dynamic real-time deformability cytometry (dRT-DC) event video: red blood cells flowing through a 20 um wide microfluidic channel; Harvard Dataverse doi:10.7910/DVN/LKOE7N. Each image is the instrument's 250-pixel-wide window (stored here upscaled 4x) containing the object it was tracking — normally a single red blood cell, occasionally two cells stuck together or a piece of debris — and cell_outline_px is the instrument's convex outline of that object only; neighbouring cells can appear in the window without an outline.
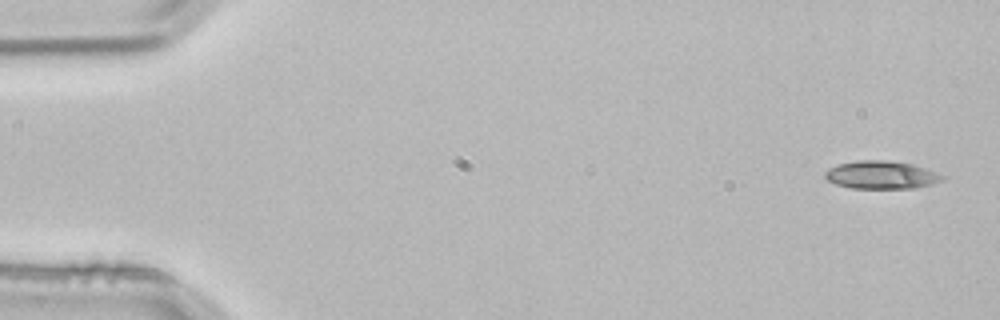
{"species": "common noctule bat (a hibernating species)", "species_latin": "Nyctalus noctula", "temperature_condition": "room temperature", "stored_images_in_passage": 3, "camera_frame_rate_fps": 3000, "um_per_image_px": 0.085, "animal": {"sex": "male", "body_mass_g": 21.5, "forearm_length_mm": 52.0}, "frame": {"image": 1, "passage_image": 1, "time_ms": 0.0, "image_size_px": [1000, 320], "cell_outline_px": [[944, 180], [932, 184], [916, 188], [852, 188], [836, 184], [828, 180], [824, 176], [824, 172], [828, 168], [840, 164], [860, 160], [884, 160], [912, 164], [936, 172], [944, 176]], "centroid_in_image_um": [74.91, 14.87], "position_along_channel_um": 10.1, "area_um2": 18.96}}
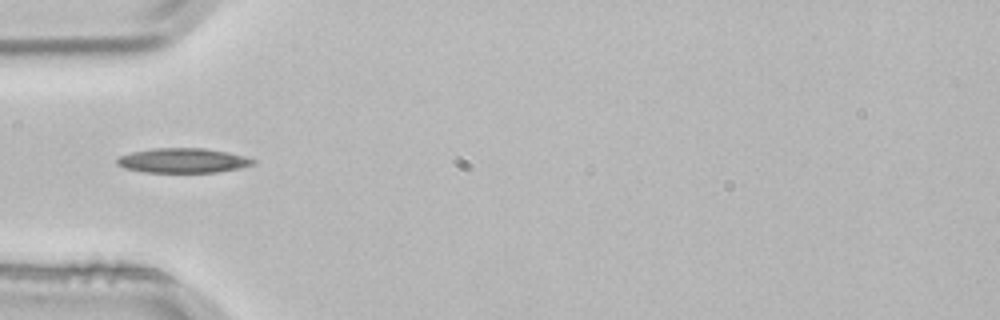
{"frame": {"image": 2, "passage_image": 3, "time_ms": 0.667, "image_size_px": [1000, 320], "cell_outline_px": [[256, 164], [240, 168], [216, 172], [144, 172], [124, 168], [116, 164], [116, 160], [120, 156], [132, 152], [152, 148], [204, 148], [228, 152], [244, 156], [256, 160]], "centroid_in_image_um": [15.56, 13.64], "position_along_channel_um": 69.4, "area_um2": 19.59}}